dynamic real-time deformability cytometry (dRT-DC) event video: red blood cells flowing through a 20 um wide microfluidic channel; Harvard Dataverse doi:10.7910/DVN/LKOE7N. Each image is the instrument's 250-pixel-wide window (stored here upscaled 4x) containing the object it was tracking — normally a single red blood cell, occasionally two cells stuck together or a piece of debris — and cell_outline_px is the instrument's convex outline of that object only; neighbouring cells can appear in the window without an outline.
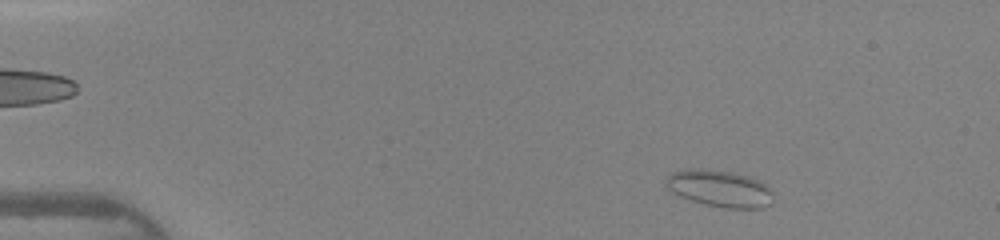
{"species": "human", "species_latin": "Homo sapiens", "temperature_condition": "warm", "stored_images_in_passage": 43, "camera_frame_rate_fps": 3000, "um_per_image_px": 0.085, "donor": {"sex": "female"}, "frame": {"image": 1, "passage_image": 3, "time_ms": 0.667, "image_size_px": [1000, 240], "cell_outline_px": [[772, 204], [764, 208], [724, 208], [704, 204], [680, 196], [672, 192], [664, 184], [664, 180], [672, 172], [688, 168], [700, 168], [732, 172], [752, 176], [764, 184], [772, 192]], "centroid_in_image_um": [61.16, 16.01], "position_along_channel_um": 23.8, "area_um2": 23.24}}
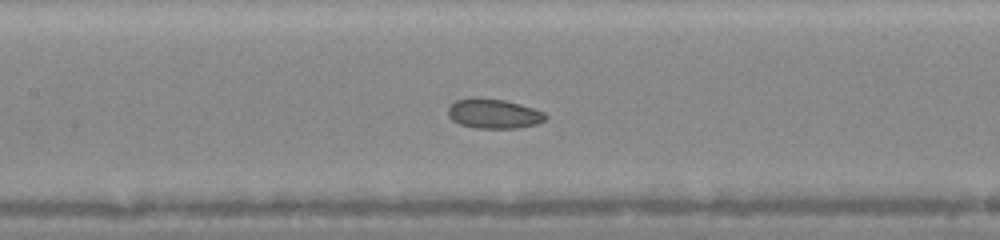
{"frame": {"image": 2, "passage_image": 19, "time_ms": 6.0, "image_size_px": [1000, 240], "cell_outline_px": [[548, 116], [544, 120], [536, 124], [516, 128], [476, 128], [460, 124], [452, 120], [448, 116], [448, 108], [456, 100], [472, 96], [476, 96], [504, 100], [520, 104], [544, 112]], "centroid_in_image_um": [41.93, 9.64], "position_along_channel_um": 165.5, "area_um2": 16.94}}
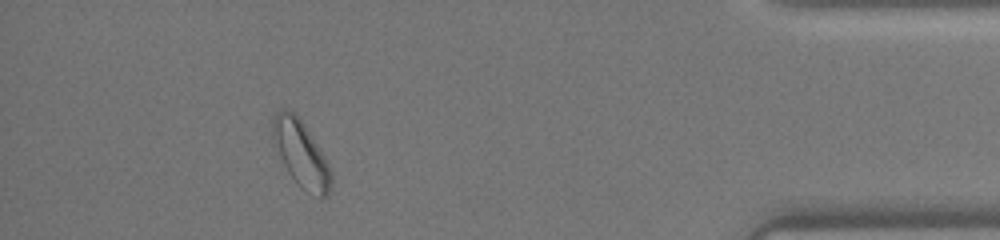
{"frame": {"image": 3, "passage_image": 39, "time_ms": 12.667, "image_size_px": [1000, 240], "cell_outline_px": [[332, 184], [328, 196], [320, 196], [300, 188], [296, 184], [288, 172], [280, 156], [272, 136], [272, 120], [276, 112], [280, 108], [288, 108], [296, 112], [304, 124], [324, 156], [332, 172]], "centroid_in_image_um": [25.58, 13.03], "position_along_channel_um": 409.6, "area_um2": 22.48}}